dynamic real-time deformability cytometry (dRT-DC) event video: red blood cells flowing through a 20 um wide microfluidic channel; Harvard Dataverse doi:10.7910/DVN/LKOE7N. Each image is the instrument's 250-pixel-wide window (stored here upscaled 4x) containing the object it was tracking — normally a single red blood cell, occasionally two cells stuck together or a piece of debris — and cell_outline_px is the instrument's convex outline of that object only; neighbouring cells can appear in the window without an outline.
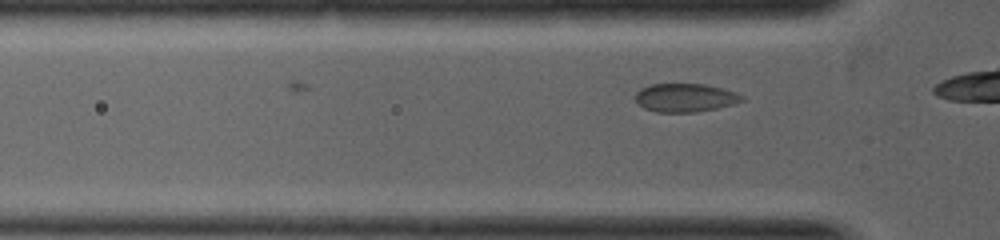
{"species": "common noctule bat (a hibernating species)", "species_latin": "Nyctalus noctula", "temperature_condition": "warm", "stored_images_in_passage": 5, "camera_frame_rate_fps": 5000, "um_per_image_px": 0.085, "animal": {"sex": "female", "body_mass_g": 19.0, "forearm_length_mm": 53.3}, "frame": {"image": 1, "passage_image": 5, "time_ms": 1.2, "image_size_px": [1000, 240], "cell_outline_px": [[744, 100], [732, 104], [716, 108], [696, 112], [656, 112], [644, 108], [636, 100], [636, 92], [640, 88], [652, 84], [704, 84], [736, 92], [744, 96]], "centroid_in_image_um": [58.23, 8.3], "position_along_channel_um": 67.6, "area_um2": 17.51}}